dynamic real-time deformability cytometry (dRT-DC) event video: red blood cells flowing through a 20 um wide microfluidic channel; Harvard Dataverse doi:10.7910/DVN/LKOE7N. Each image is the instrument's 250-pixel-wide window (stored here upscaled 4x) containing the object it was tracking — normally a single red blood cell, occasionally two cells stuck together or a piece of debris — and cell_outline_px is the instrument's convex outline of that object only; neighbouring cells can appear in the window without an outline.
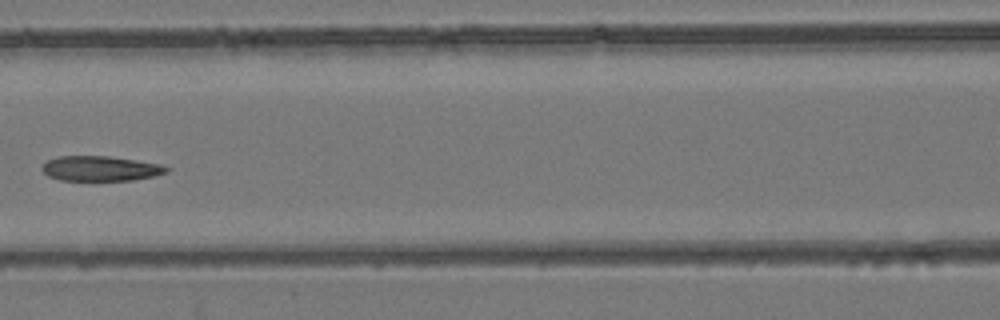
{"species": "common noctule bat (a hibernating species)", "species_latin": "Nyctalus noctula", "temperature_condition": "room temperature", "stored_images_in_passage": 7, "camera_frame_rate_fps": 3000, "um_per_image_px": 0.085, "animal": {"sex": "female", "body_mass_g": 24.6, "forearm_length_mm": 56.2}, "frame": {"image": 1, "passage_image": 7, "time_ms": 8.0, "image_size_px": [1000, 320], "cell_outline_px": [[168, 172], [152, 176], [132, 180], [60, 180], [48, 176], [40, 168], [48, 160], [60, 156], [108, 156], [160, 164], [168, 168]], "centroid_in_image_um": [8.51, 14.32], "position_along_channel_um": 158.1, "area_um2": 17.86}}